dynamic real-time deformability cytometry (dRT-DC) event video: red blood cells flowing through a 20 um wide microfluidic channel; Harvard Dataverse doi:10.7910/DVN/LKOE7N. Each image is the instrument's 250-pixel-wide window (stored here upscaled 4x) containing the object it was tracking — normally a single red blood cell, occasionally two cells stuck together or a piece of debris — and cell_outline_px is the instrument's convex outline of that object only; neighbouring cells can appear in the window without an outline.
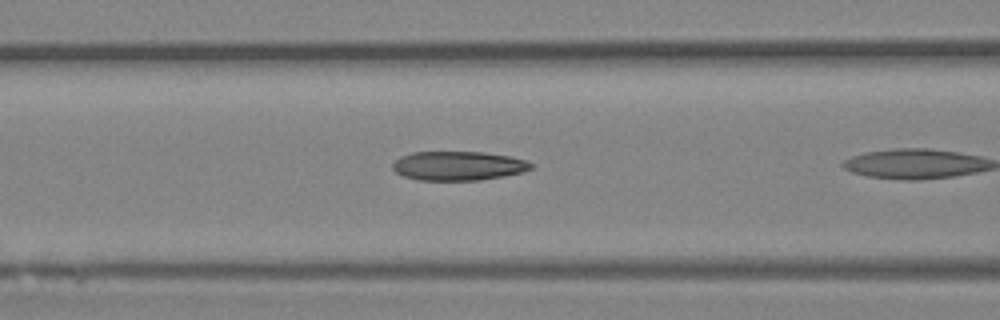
{"species": "Egyptian fruit bat (a non-hibernating species)", "species_latin": "Rousettus aegyptiacus", "temperature_condition": "room temperature", "stored_images_in_passage": 9, "camera_frame_rate_fps": 3000, "um_per_image_px": 0.085, "animal": {"sex": "female"}, "frame": {"image": 1, "passage_image": 6, "time_ms": 1.667, "image_size_px": [1000, 320], "cell_outline_px": [[536, 164], [532, 168], [524, 172], [504, 176], [480, 180], [416, 180], [404, 176], [396, 172], [392, 168], [392, 164], [400, 156], [412, 152], [484, 152], [512, 156]], "centroid_in_image_um": [38.98, 14.09], "position_along_channel_um": 127.6, "area_um2": 23.7}}